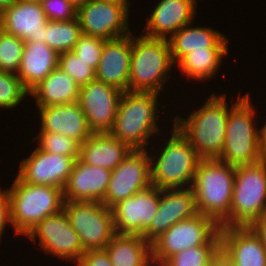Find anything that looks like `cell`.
<instances>
[{
	"label": "cell",
	"mask_w": 266,
	"mask_h": 266,
	"mask_svg": "<svg viewBox=\"0 0 266 266\" xmlns=\"http://www.w3.org/2000/svg\"><path fill=\"white\" fill-rule=\"evenodd\" d=\"M41 7L48 21H70L77 18V8L68 0H44Z\"/></svg>",
	"instance_id": "cell-37"
},
{
	"label": "cell",
	"mask_w": 266,
	"mask_h": 266,
	"mask_svg": "<svg viewBox=\"0 0 266 266\" xmlns=\"http://www.w3.org/2000/svg\"><path fill=\"white\" fill-rule=\"evenodd\" d=\"M173 64L168 39L132 36L128 91L159 94Z\"/></svg>",
	"instance_id": "cell-5"
},
{
	"label": "cell",
	"mask_w": 266,
	"mask_h": 266,
	"mask_svg": "<svg viewBox=\"0 0 266 266\" xmlns=\"http://www.w3.org/2000/svg\"><path fill=\"white\" fill-rule=\"evenodd\" d=\"M30 92L19 77L11 72L0 71V108H13Z\"/></svg>",
	"instance_id": "cell-35"
},
{
	"label": "cell",
	"mask_w": 266,
	"mask_h": 266,
	"mask_svg": "<svg viewBox=\"0 0 266 266\" xmlns=\"http://www.w3.org/2000/svg\"><path fill=\"white\" fill-rule=\"evenodd\" d=\"M237 99L229 111L223 151L218 158L235 167L263 160L259 146V131L253 124L255 112L249 94Z\"/></svg>",
	"instance_id": "cell-6"
},
{
	"label": "cell",
	"mask_w": 266,
	"mask_h": 266,
	"mask_svg": "<svg viewBox=\"0 0 266 266\" xmlns=\"http://www.w3.org/2000/svg\"><path fill=\"white\" fill-rule=\"evenodd\" d=\"M8 222L10 223L9 194L8 190L0 189V239Z\"/></svg>",
	"instance_id": "cell-39"
},
{
	"label": "cell",
	"mask_w": 266,
	"mask_h": 266,
	"mask_svg": "<svg viewBox=\"0 0 266 266\" xmlns=\"http://www.w3.org/2000/svg\"><path fill=\"white\" fill-rule=\"evenodd\" d=\"M266 214V160L235 167L230 227L253 226Z\"/></svg>",
	"instance_id": "cell-7"
},
{
	"label": "cell",
	"mask_w": 266,
	"mask_h": 266,
	"mask_svg": "<svg viewBox=\"0 0 266 266\" xmlns=\"http://www.w3.org/2000/svg\"><path fill=\"white\" fill-rule=\"evenodd\" d=\"M226 96L212 94L204 106L187 119L174 118V126L201 159H218L223 151L229 108Z\"/></svg>",
	"instance_id": "cell-2"
},
{
	"label": "cell",
	"mask_w": 266,
	"mask_h": 266,
	"mask_svg": "<svg viewBox=\"0 0 266 266\" xmlns=\"http://www.w3.org/2000/svg\"><path fill=\"white\" fill-rule=\"evenodd\" d=\"M196 0H161L144 27V36L168 39L169 32L173 35L181 27L192 23L196 13Z\"/></svg>",
	"instance_id": "cell-23"
},
{
	"label": "cell",
	"mask_w": 266,
	"mask_h": 266,
	"mask_svg": "<svg viewBox=\"0 0 266 266\" xmlns=\"http://www.w3.org/2000/svg\"><path fill=\"white\" fill-rule=\"evenodd\" d=\"M220 249L234 266H266L261 236L250 227H221Z\"/></svg>",
	"instance_id": "cell-19"
},
{
	"label": "cell",
	"mask_w": 266,
	"mask_h": 266,
	"mask_svg": "<svg viewBox=\"0 0 266 266\" xmlns=\"http://www.w3.org/2000/svg\"><path fill=\"white\" fill-rule=\"evenodd\" d=\"M38 138V148L44 152L79 159L80 144L72 138L52 132H40Z\"/></svg>",
	"instance_id": "cell-34"
},
{
	"label": "cell",
	"mask_w": 266,
	"mask_h": 266,
	"mask_svg": "<svg viewBox=\"0 0 266 266\" xmlns=\"http://www.w3.org/2000/svg\"><path fill=\"white\" fill-rule=\"evenodd\" d=\"M145 149H133L114 169L102 204L111 208L119 201L151 186L150 157Z\"/></svg>",
	"instance_id": "cell-11"
},
{
	"label": "cell",
	"mask_w": 266,
	"mask_h": 266,
	"mask_svg": "<svg viewBox=\"0 0 266 266\" xmlns=\"http://www.w3.org/2000/svg\"><path fill=\"white\" fill-rule=\"evenodd\" d=\"M173 128L172 136L154 165L152 161H155V156L150 157L151 185L159 189L183 188L186 184L192 187L198 163L201 161L189 141L175 126Z\"/></svg>",
	"instance_id": "cell-8"
},
{
	"label": "cell",
	"mask_w": 266,
	"mask_h": 266,
	"mask_svg": "<svg viewBox=\"0 0 266 266\" xmlns=\"http://www.w3.org/2000/svg\"><path fill=\"white\" fill-rule=\"evenodd\" d=\"M235 166L219 159H201L192 185L198 212L230 227Z\"/></svg>",
	"instance_id": "cell-1"
},
{
	"label": "cell",
	"mask_w": 266,
	"mask_h": 266,
	"mask_svg": "<svg viewBox=\"0 0 266 266\" xmlns=\"http://www.w3.org/2000/svg\"><path fill=\"white\" fill-rule=\"evenodd\" d=\"M158 95L155 92H123L109 132L132 149H145L148 138L159 133L156 124Z\"/></svg>",
	"instance_id": "cell-4"
},
{
	"label": "cell",
	"mask_w": 266,
	"mask_h": 266,
	"mask_svg": "<svg viewBox=\"0 0 266 266\" xmlns=\"http://www.w3.org/2000/svg\"><path fill=\"white\" fill-rule=\"evenodd\" d=\"M41 131L63 134L80 145L92 135L78 102L39 107Z\"/></svg>",
	"instance_id": "cell-22"
},
{
	"label": "cell",
	"mask_w": 266,
	"mask_h": 266,
	"mask_svg": "<svg viewBox=\"0 0 266 266\" xmlns=\"http://www.w3.org/2000/svg\"><path fill=\"white\" fill-rule=\"evenodd\" d=\"M58 67L71 76L80 87L96 79V70L80 60L73 51L59 54Z\"/></svg>",
	"instance_id": "cell-33"
},
{
	"label": "cell",
	"mask_w": 266,
	"mask_h": 266,
	"mask_svg": "<svg viewBox=\"0 0 266 266\" xmlns=\"http://www.w3.org/2000/svg\"><path fill=\"white\" fill-rule=\"evenodd\" d=\"M259 146L263 160H266V124L259 130Z\"/></svg>",
	"instance_id": "cell-42"
},
{
	"label": "cell",
	"mask_w": 266,
	"mask_h": 266,
	"mask_svg": "<svg viewBox=\"0 0 266 266\" xmlns=\"http://www.w3.org/2000/svg\"><path fill=\"white\" fill-rule=\"evenodd\" d=\"M104 43V39L83 34L72 51L80 60L90 64L96 70L100 62Z\"/></svg>",
	"instance_id": "cell-36"
},
{
	"label": "cell",
	"mask_w": 266,
	"mask_h": 266,
	"mask_svg": "<svg viewBox=\"0 0 266 266\" xmlns=\"http://www.w3.org/2000/svg\"><path fill=\"white\" fill-rule=\"evenodd\" d=\"M79 90L74 79L57 67L30 91V95L36 98L38 107H45L77 102Z\"/></svg>",
	"instance_id": "cell-27"
},
{
	"label": "cell",
	"mask_w": 266,
	"mask_h": 266,
	"mask_svg": "<svg viewBox=\"0 0 266 266\" xmlns=\"http://www.w3.org/2000/svg\"><path fill=\"white\" fill-rule=\"evenodd\" d=\"M221 226L212 218L198 214L175 223L151 242L152 265L162 266L171 256L194 246L220 245Z\"/></svg>",
	"instance_id": "cell-9"
},
{
	"label": "cell",
	"mask_w": 266,
	"mask_h": 266,
	"mask_svg": "<svg viewBox=\"0 0 266 266\" xmlns=\"http://www.w3.org/2000/svg\"><path fill=\"white\" fill-rule=\"evenodd\" d=\"M160 189L150 186L111 207L116 233L143 235L155 217Z\"/></svg>",
	"instance_id": "cell-14"
},
{
	"label": "cell",
	"mask_w": 266,
	"mask_h": 266,
	"mask_svg": "<svg viewBox=\"0 0 266 266\" xmlns=\"http://www.w3.org/2000/svg\"><path fill=\"white\" fill-rule=\"evenodd\" d=\"M128 13L124 6L89 0L77 9V18L84 35L110 40L131 34L128 30Z\"/></svg>",
	"instance_id": "cell-13"
},
{
	"label": "cell",
	"mask_w": 266,
	"mask_h": 266,
	"mask_svg": "<svg viewBox=\"0 0 266 266\" xmlns=\"http://www.w3.org/2000/svg\"><path fill=\"white\" fill-rule=\"evenodd\" d=\"M25 42L0 28V71L17 74Z\"/></svg>",
	"instance_id": "cell-31"
},
{
	"label": "cell",
	"mask_w": 266,
	"mask_h": 266,
	"mask_svg": "<svg viewBox=\"0 0 266 266\" xmlns=\"http://www.w3.org/2000/svg\"><path fill=\"white\" fill-rule=\"evenodd\" d=\"M28 1H32V2H34V3H42L44 0H28Z\"/></svg>",
	"instance_id": "cell-46"
},
{
	"label": "cell",
	"mask_w": 266,
	"mask_h": 266,
	"mask_svg": "<svg viewBox=\"0 0 266 266\" xmlns=\"http://www.w3.org/2000/svg\"><path fill=\"white\" fill-rule=\"evenodd\" d=\"M103 1H106V2H111V3H115V4H118L120 6H124L127 10H129V6H128V0H103Z\"/></svg>",
	"instance_id": "cell-43"
},
{
	"label": "cell",
	"mask_w": 266,
	"mask_h": 266,
	"mask_svg": "<svg viewBox=\"0 0 266 266\" xmlns=\"http://www.w3.org/2000/svg\"><path fill=\"white\" fill-rule=\"evenodd\" d=\"M63 210L84 251L105 249L117 234L111 208L97 201H64Z\"/></svg>",
	"instance_id": "cell-10"
},
{
	"label": "cell",
	"mask_w": 266,
	"mask_h": 266,
	"mask_svg": "<svg viewBox=\"0 0 266 266\" xmlns=\"http://www.w3.org/2000/svg\"><path fill=\"white\" fill-rule=\"evenodd\" d=\"M132 34L105 40L100 62L96 69V80L128 91Z\"/></svg>",
	"instance_id": "cell-20"
},
{
	"label": "cell",
	"mask_w": 266,
	"mask_h": 266,
	"mask_svg": "<svg viewBox=\"0 0 266 266\" xmlns=\"http://www.w3.org/2000/svg\"><path fill=\"white\" fill-rule=\"evenodd\" d=\"M123 92L96 79L80 87L78 103L86 116L88 128L94 132H109L116 118Z\"/></svg>",
	"instance_id": "cell-15"
},
{
	"label": "cell",
	"mask_w": 266,
	"mask_h": 266,
	"mask_svg": "<svg viewBox=\"0 0 266 266\" xmlns=\"http://www.w3.org/2000/svg\"><path fill=\"white\" fill-rule=\"evenodd\" d=\"M8 194L10 223L20 235H27L45 217L63 209L62 188L25 183L17 176Z\"/></svg>",
	"instance_id": "cell-3"
},
{
	"label": "cell",
	"mask_w": 266,
	"mask_h": 266,
	"mask_svg": "<svg viewBox=\"0 0 266 266\" xmlns=\"http://www.w3.org/2000/svg\"><path fill=\"white\" fill-rule=\"evenodd\" d=\"M82 35L78 18L70 21H48L46 23V44L58 54L72 51Z\"/></svg>",
	"instance_id": "cell-30"
},
{
	"label": "cell",
	"mask_w": 266,
	"mask_h": 266,
	"mask_svg": "<svg viewBox=\"0 0 266 266\" xmlns=\"http://www.w3.org/2000/svg\"><path fill=\"white\" fill-rule=\"evenodd\" d=\"M111 170L75 160L72 172L63 189L64 201H97L104 199Z\"/></svg>",
	"instance_id": "cell-21"
},
{
	"label": "cell",
	"mask_w": 266,
	"mask_h": 266,
	"mask_svg": "<svg viewBox=\"0 0 266 266\" xmlns=\"http://www.w3.org/2000/svg\"><path fill=\"white\" fill-rule=\"evenodd\" d=\"M47 22L41 4L28 0H14L0 13V28L24 42L46 43Z\"/></svg>",
	"instance_id": "cell-18"
},
{
	"label": "cell",
	"mask_w": 266,
	"mask_h": 266,
	"mask_svg": "<svg viewBox=\"0 0 266 266\" xmlns=\"http://www.w3.org/2000/svg\"><path fill=\"white\" fill-rule=\"evenodd\" d=\"M113 266H149L151 243L141 235L116 234L105 247Z\"/></svg>",
	"instance_id": "cell-28"
},
{
	"label": "cell",
	"mask_w": 266,
	"mask_h": 266,
	"mask_svg": "<svg viewBox=\"0 0 266 266\" xmlns=\"http://www.w3.org/2000/svg\"><path fill=\"white\" fill-rule=\"evenodd\" d=\"M132 150L110 132H94L80 145L79 160L84 164L114 170Z\"/></svg>",
	"instance_id": "cell-24"
},
{
	"label": "cell",
	"mask_w": 266,
	"mask_h": 266,
	"mask_svg": "<svg viewBox=\"0 0 266 266\" xmlns=\"http://www.w3.org/2000/svg\"><path fill=\"white\" fill-rule=\"evenodd\" d=\"M181 27L168 37L171 56L178 63L190 51L205 50V48H227L228 39L220 32L206 27Z\"/></svg>",
	"instance_id": "cell-26"
},
{
	"label": "cell",
	"mask_w": 266,
	"mask_h": 266,
	"mask_svg": "<svg viewBox=\"0 0 266 266\" xmlns=\"http://www.w3.org/2000/svg\"><path fill=\"white\" fill-rule=\"evenodd\" d=\"M35 242L39 237V246L46 253L55 254L63 260H75L85 252L77 232L69 223L65 211L47 216L26 235Z\"/></svg>",
	"instance_id": "cell-12"
},
{
	"label": "cell",
	"mask_w": 266,
	"mask_h": 266,
	"mask_svg": "<svg viewBox=\"0 0 266 266\" xmlns=\"http://www.w3.org/2000/svg\"><path fill=\"white\" fill-rule=\"evenodd\" d=\"M225 54H228L227 48H205V50L190 51L178 63L180 69L189 77L205 80L214 75Z\"/></svg>",
	"instance_id": "cell-29"
},
{
	"label": "cell",
	"mask_w": 266,
	"mask_h": 266,
	"mask_svg": "<svg viewBox=\"0 0 266 266\" xmlns=\"http://www.w3.org/2000/svg\"><path fill=\"white\" fill-rule=\"evenodd\" d=\"M68 1L71 2L78 9L89 0H68Z\"/></svg>",
	"instance_id": "cell-44"
},
{
	"label": "cell",
	"mask_w": 266,
	"mask_h": 266,
	"mask_svg": "<svg viewBox=\"0 0 266 266\" xmlns=\"http://www.w3.org/2000/svg\"><path fill=\"white\" fill-rule=\"evenodd\" d=\"M59 54L44 42L26 41L17 76L30 92L58 67Z\"/></svg>",
	"instance_id": "cell-25"
},
{
	"label": "cell",
	"mask_w": 266,
	"mask_h": 266,
	"mask_svg": "<svg viewBox=\"0 0 266 266\" xmlns=\"http://www.w3.org/2000/svg\"><path fill=\"white\" fill-rule=\"evenodd\" d=\"M185 188L160 189L157 213L142 235L146 241L151 243L175 223L199 214L192 187Z\"/></svg>",
	"instance_id": "cell-17"
},
{
	"label": "cell",
	"mask_w": 266,
	"mask_h": 266,
	"mask_svg": "<svg viewBox=\"0 0 266 266\" xmlns=\"http://www.w3.org/2000/svg\"><path fill=\"white\" fill-rule=\"evenodd\" d=\"M75 160L74 157L48 153L36 148L20 163L18 177L25 183L64 189Z\"/></svg>",
	"instance_id": "cell-16"
},
{
	"label": "cell",
	"mask_w": 266,
	"mask_h": 266,
	"mask_svg": "<svg viewBox=\"0 0 266 266\" xmlns=\"http://www.w3.org/2000/svg\"><path fill=\"white\" fill-rule=\"evenodd\" d=\"M209 266H234L229 257L220 249L211 259Z\"/></svg>",
	"instance_id": "cell-40"
},
{
	"label": "cell",
	"mask_w": 266,
	"mask_h": 266,
	"mask_svg": "<svg viewBox=\"0 0 266 266\" xmlns=\"http://www.w3.org/2000/svg\"><path fill=\"white\" fill-rule=\"evenodd\" d=\"M76 263L77 266H113L106 249L85 251Z\"/></svg>",
	"instance_id": "cell-38"
},
{
	"label": "cell",
	"mask_w": 266,
	"mask_h": 266,
	"mask_svg": "<svg viewBox=\"0 0 266 266\" xmlns=\"http://www.w3.org/2000/svg\"><path fill=\"white\" fill-rule=\"evenodd\" d=\"M14 0H0V13L10 5Z\"/></svg>",
	"instance_id": "cell-45"
},
{
	"label": "cell",
	"mask_w": 266,
	"mask_h": 266,
	"mask_svg": "<svg viewBox=\"0 0 266 266\" xmlns=\"http://www.w3.org/2000/svg\"><path fill=\"white\" fill-rule=\"evenodd\" d=\"M220 245H202L187 248L171 256L162 266H209Z\"/></svg>",
	"instance_id": "cell-32"
},
{
	"label": "cell",
	"mask_w": 266,
	"mask_h": 266,
	"mask_svg": "<svg viewBox=\"0 0 266 266\" xmlns=\"http://www.w3.org/2000/svg\"><path fill=\"white\" fill-rule=\"evenodd\" d=\"M252 227L261 236L264 248L266 250V214L260 220H258Z\"/></svg>",
	"instance_id": "cell-41"
}]
</instances>
